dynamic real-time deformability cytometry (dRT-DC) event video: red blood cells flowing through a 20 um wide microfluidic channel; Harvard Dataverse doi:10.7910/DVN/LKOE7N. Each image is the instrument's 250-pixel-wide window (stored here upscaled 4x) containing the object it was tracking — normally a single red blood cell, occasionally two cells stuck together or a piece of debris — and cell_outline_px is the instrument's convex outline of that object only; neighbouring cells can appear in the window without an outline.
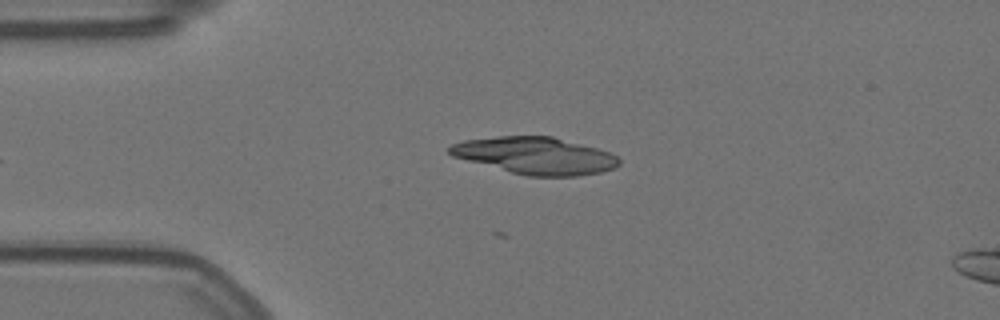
{"species": "Egyptian fruit bat (a non-hibernating species)", "species_latin": "Rousettus aegyptiacus", "temperature_condition": "warm", "stored_images_in_passage": 47, "camera_frame_rate_fps": 3000, "um_per_image_px": 0.085, "animal": {"sex": "female"}, "frame": {"image": 1, "passage_image": 2, "time_ms": 0.333, "image_size_px": [1000, 320], "cell_outline_px": [[620, 164], [616, 168], [600, 172], [576, 176], [528, 176], [512, 172], [452, 156], [448, 152], [448, 148], [452, 144], [464, 140], [496, 136], [552, 136], [596, 148], [608, 152], [616, 156], [620, 160]], "centroid_in_image_um": [45.51, 13.22], "position_along_channel_um": 39.5, "area_um2": 36.24}}